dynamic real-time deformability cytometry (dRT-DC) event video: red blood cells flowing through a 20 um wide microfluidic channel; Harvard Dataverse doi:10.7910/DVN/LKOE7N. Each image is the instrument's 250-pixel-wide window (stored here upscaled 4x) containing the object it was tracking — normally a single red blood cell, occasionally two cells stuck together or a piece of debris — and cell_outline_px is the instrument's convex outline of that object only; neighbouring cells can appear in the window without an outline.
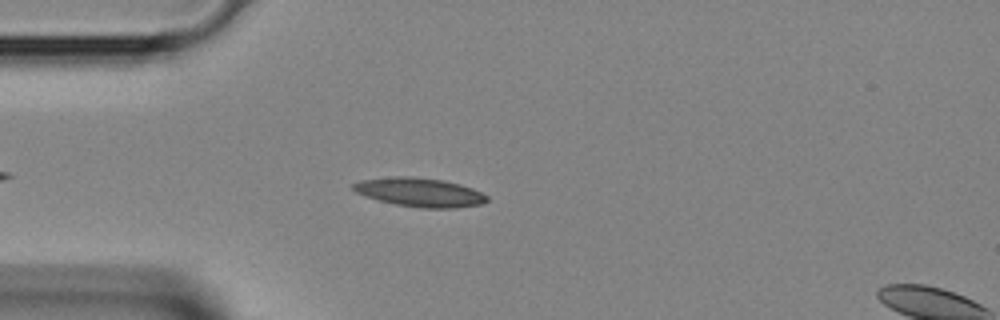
{"species": "Egyptian fruit bat (a non-hibernating species)", "species_latin": "Rousettus aegyptiacus", "temperature_condition": "room temperature", "stored_images_in_passage": 2, "segment_of_instrument_passage": [1, 2], "camera_frame_rate_fps": 3000, "um_per_image_px": 0.085, "animal": {"sex": "female"}, "frame": {"image": 1, "passage_image": 1, "time_ms": 0.0, "image_size_px": [1000, 320], "cell_outline_px": [[488, 200], [480, 204], [456, 208], [420, 208], [396, 204], [380, 200], [356, 192], [352, 188], [352, 184], [360, 180], [392, 176], [412, 176], [444, 180], [460, 184], [472, 188], [488, 196]], "centroid_in_image_um": [35.69, 16.33], "position_along_channel_um": 49.3, "area_um2": 22.43}}